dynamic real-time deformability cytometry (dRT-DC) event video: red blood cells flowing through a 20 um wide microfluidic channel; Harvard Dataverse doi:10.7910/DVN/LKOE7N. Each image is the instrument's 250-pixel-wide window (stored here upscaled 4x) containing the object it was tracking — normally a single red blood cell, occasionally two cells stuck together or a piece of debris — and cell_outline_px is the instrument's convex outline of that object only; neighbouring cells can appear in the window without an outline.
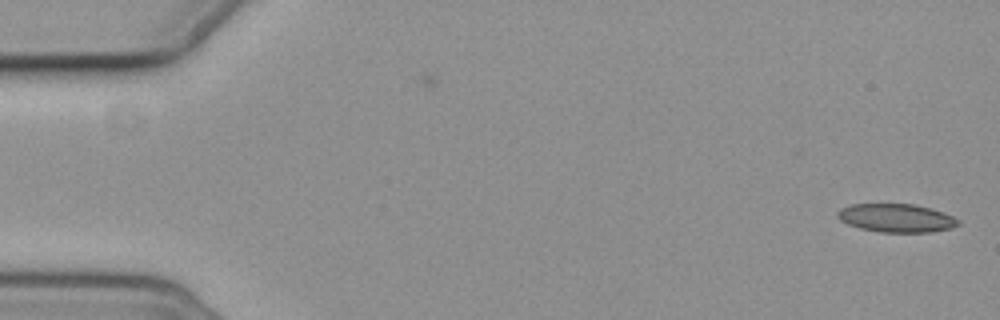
{"species": "common noctule bat (a hibernating species)", "species_latin": "Nyctalus noctula", "temperature_condition": "cold", "stored_images_in_passage": 2, "camera_frame_rate_fps": 3000, "um_per_image_px": 0.085, "animal": {"sex": "female", "body_mass_g": 19.3, "forearm_length_mm": 54.1}, "frame": {"image": 1, "passage_image": 2, "time_ms": 1.333, "image_size_px": [1000, 320], "cell_outline_px": [[960, 224], [948, 228], [932, 232], [880, 232], [860, 228], [848, 224], [840, 220], [836, 216], [836, 212], [840, 208], [852, 204], [916, 204], [932, 208], [944, 212], [960, 220]], "centroid_in_image_um": [76.18, 18.52], "position_along_channel_um": 8.8, "area_um2": 20.06}}